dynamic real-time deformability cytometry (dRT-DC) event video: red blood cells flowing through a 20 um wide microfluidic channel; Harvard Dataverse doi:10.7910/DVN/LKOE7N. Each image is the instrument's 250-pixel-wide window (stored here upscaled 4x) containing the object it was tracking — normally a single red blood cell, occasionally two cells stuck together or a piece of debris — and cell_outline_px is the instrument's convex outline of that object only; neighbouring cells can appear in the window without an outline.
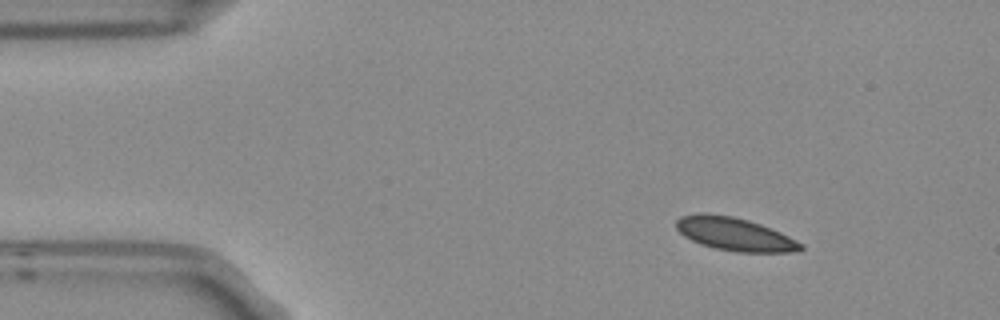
{"species": "Egyptian fruit bat (a non-hibernating species)", "species_latin": "Rousettus aegyptiacus", "temperature_condition": "room temperature", "stored_images_in_passage": 9, "camera_frame_rate_fps": 3000, "um_per_image_px": 0.085, "frame": {"image": 1, "passage_image": 2, "time_ms": 0.333, "image_size_px": [1000, 320], "cell_outline_px": [[804, 248], [788, 252], [736, 252], [716, 248], [700, 244], [684, 236], [676, 228], [676, 220], [680, 216], [700, 212], [704, 212], [732, 216], [748, 220], [760, 224], [780, 232], [804, 244]], "centroid_in_image_um": [62.41, 19.88], "position_along_channel_um": 22.6, "area_um2": 23.99}}
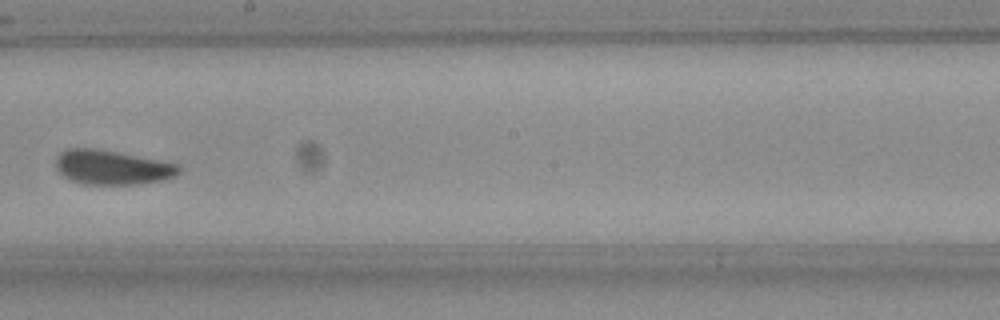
{"frame": {"image": 2, "passage_image": 8, "time_ms": 2.333, "image_size_px": [1000, 320], "cell_outline_px": [[180, 172], [176, 176], [164, 180], [136, 184], [84, 184], [72, 180], [64, 176], [56, 168], [56, 160], [60, 152], [68, 148], [92, 148], [116, 152], [180, 164]], "centroid_in_image_um": [9.55, 14.23], "position_along_channel_um": 238.7, "area_um2": 24.51}}
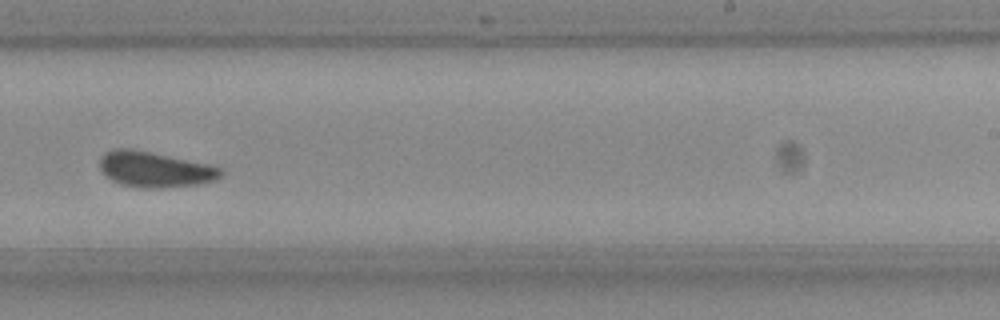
{"frame": {"image": 3, "passage_image": 9, "time_ms": 2.667, "image_size_px": [1000, 320], "cell_outline_px": [[224, 172], [220, 176], [212, 180], [196, 184], [160, 188], [144, 188], [120, 184], [112, 180], [100, 168], [100, 156], [104, 152], [116, 148], [128, 148], [212, 164], [220, 168]], "centroid_in_image_um": [13.15, 14.39], "position_along_channel_um": 275.9, "area_um2": 24.85}}